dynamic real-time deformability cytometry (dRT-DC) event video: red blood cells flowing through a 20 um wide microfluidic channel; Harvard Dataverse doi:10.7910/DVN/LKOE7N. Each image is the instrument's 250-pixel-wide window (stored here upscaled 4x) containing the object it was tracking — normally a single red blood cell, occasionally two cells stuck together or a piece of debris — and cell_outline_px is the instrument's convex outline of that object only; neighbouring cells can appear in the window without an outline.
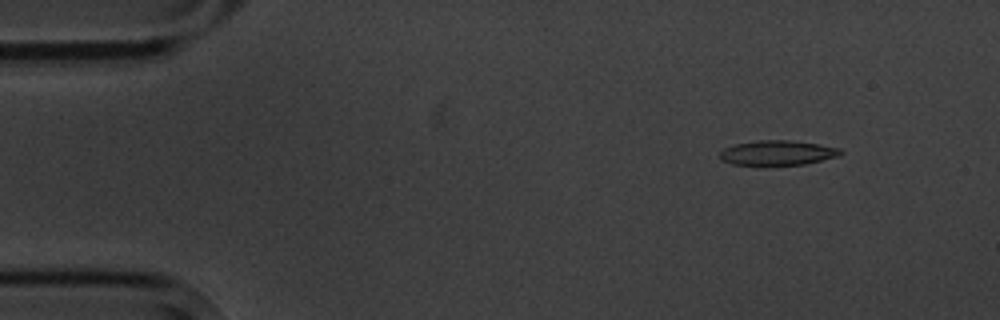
{"species": "common noctule bat (a hibernating species)", "species_latin": "Nyctalus noctula", "temperature_condition": "cold", "stored_images_in_passage": 4, "camera_frame_rate_fps": 3000, "um_per_image_px": 0.085, "animal": {"sex": "male", "body_mass_g": 20.1, "forearm_length_mm": 53.5}, "frame": {"image": 1, "passage_image": 1, "time_ms": 0.0, "image_size_px": [1000, 320], "cell_outline_px": [[844, 152], [840, 156], [804, 164], [732, 164], [720, 160], [720, 152], [724, 148], [736, 144], [760, 140], [788, 140], [820, 144], [840, 148]], "centroid_in_image_um": [66.13, 12.98], "position_along_channel_um": 18.9, "area_um2": 17.22}}
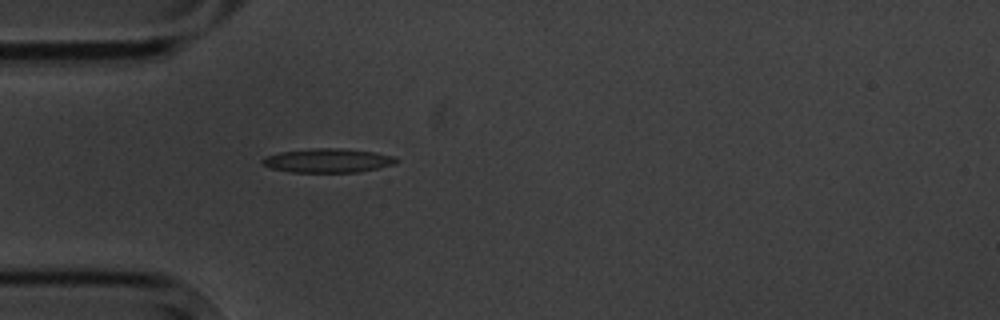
{"frame": {"image": 2, "passage_image": 4, "time_ms": 3.333, "image_size_px": [1000, 320], "cell_outline_px": [[400, 160], [396, 164], [356, 172], [292, 172], [272, 168], [264, 164], [260, 160], [264, 156], [280, 152], [316, 148], [340, 148], [376, 152], [396, 156]], "centroid_in_image_um": [27.91, 13.64], "position_along_channel_um": 57.1, "area_um2": 18.73}}